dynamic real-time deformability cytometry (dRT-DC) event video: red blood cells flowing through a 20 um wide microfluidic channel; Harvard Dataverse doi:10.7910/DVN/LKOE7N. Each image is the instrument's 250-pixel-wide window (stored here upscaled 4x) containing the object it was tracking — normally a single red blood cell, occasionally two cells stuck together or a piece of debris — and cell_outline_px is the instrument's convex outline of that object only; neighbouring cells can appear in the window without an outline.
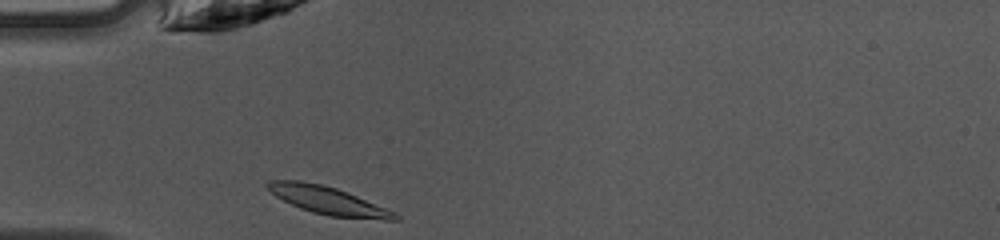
{"species": "common noctule bat (a hibernating species)", "species_latin": "Nyctalus noctula", "temperature_condition": "warm", "stored_images_in_passage": 33, "camera_frame_rate_fps": 3000, "um_per_image_px": 0.085, "animal": {"sex": "female", "body_mass_g": 10.0, "forearm_length_mm": 53.1}, "frame": {"image": 1, "passage_image": 1, "time_ms": 0.0, "image_size_px": [1000, 240], "cell_outline_px": [[400, 220], [384, 220], [328, 216], [312, 212], [300, 208], [276, 196], [264, 184], [268, 180], [300, 180], [320, 184], [336, 188], [396, 212], [400, 216]], "centroid_in_image_um": [27.9, 17.05], "position_along_channel_um": 57.1, "area_um2": 20.52}}
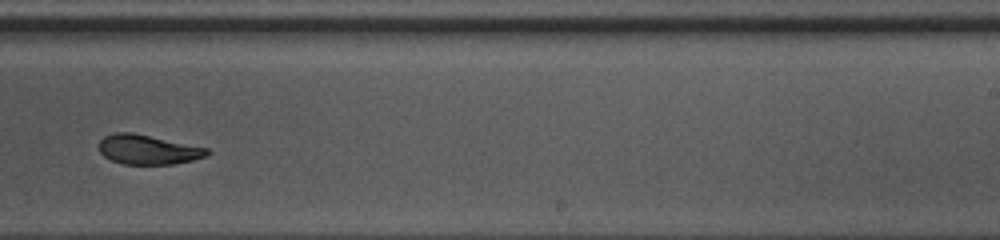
{"frame": {"image": 2, "passage_image": 17, "time_ms": 5.333, "image_size_px": [1000, 240], "cell_outline_px": [[212, 152], [208, 156], [192, 160], [172, 164], [124, 164], [112, 160], [104, 156], [100, 152], [100, 140], [104, 136], [112, 132], [132, 132], [208, 148]], "centroid_in_image_um": [12.59, 12.71], "position_along_channel_um": 276.4, "area_um2": 18.61}}
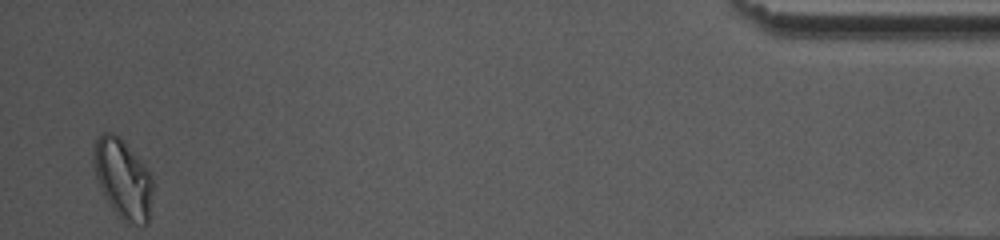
{"frame": {"image": 3, "passage_image": 33, "time_ms": 10.667, "image_size_px": [1000, 240], "cell_outline_px": [[152, 192], [148, 224], [124, 224], [112, 208], [104, 196], [96, 176], [92, 160], [92, 148], [100, 132], [112, 132], [120, 136], [124, 140], [144, 164], [152, 176]], "centroid_in_image_um": [10.43, 15.18], "position_along_channel_um": 424.8, "area_um2": 27.8}, "authors_computed_cell_mechanics": {"area_um2": 20.0566, "velocity_mm_per_s": 4.2215, "shape_relaxation_time_tau1_ms": 5.2356, "shape_relaxation_time_tau2_ms": 2.3167, "deformation_change_tau1": 0.1805, "deformation_change_tau2": 0.0662}}